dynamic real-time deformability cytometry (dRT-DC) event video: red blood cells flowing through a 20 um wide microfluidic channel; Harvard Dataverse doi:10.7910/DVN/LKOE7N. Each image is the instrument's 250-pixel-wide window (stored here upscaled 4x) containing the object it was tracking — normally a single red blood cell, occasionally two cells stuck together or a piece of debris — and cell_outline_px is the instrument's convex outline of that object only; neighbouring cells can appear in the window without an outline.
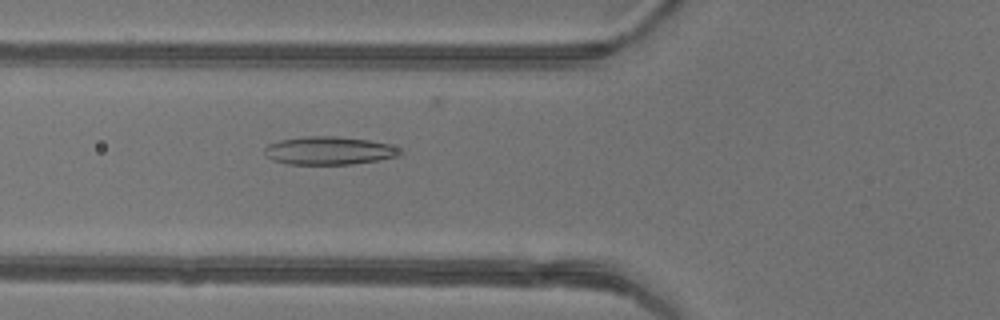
{"species": "common noctule bat (a hibernating species)", "species_latin": "Nyctalus noctula", "temperature_condition": "warm", "stored_images_in_passage": 40, "camera_frame_rate_fps": 3000, "um_per_image_px": 0.085, "animal": {"sex": "female"}, "frame": {"image": 1, "passage_image": 11, "time_ms": 3.333, "image_size_px": [1000, 320], "cell_outline_px": [[404, 152], [400, 156], [352, 164], [288, 164], [272, 160], [264, 152], [264, 148], [268, 144], [280, 140], [304, 136], [336, 136], [368, 140], [388, 144], [404, 148]], "centroid_in_image_um": [28.01, 12.8], "position_along_channel_um": 97.8, "area_um2": 22.31}}
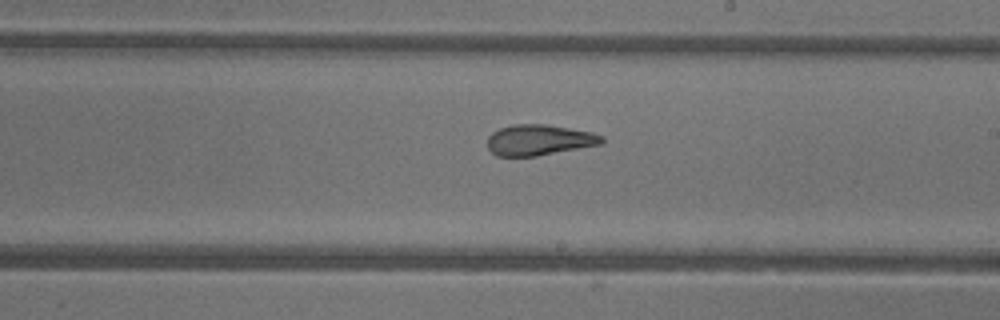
{"frame": {"image": 2, "passage_image": 21, "time_ms": 6.667, "image_size_px": [1000, 320], "cell_outline_px": [[604, 140], [600, 144], [536, 156], [496, 156], [488, 148], [488, 136], [492, 132], [500, 128], [512, 124], [544, 124], [592, 132], [604, 136]], "centroid_in_image_um": [45.8, 11.89], "position_along_channel_um": 243.2, "area_um2": 20.35}}
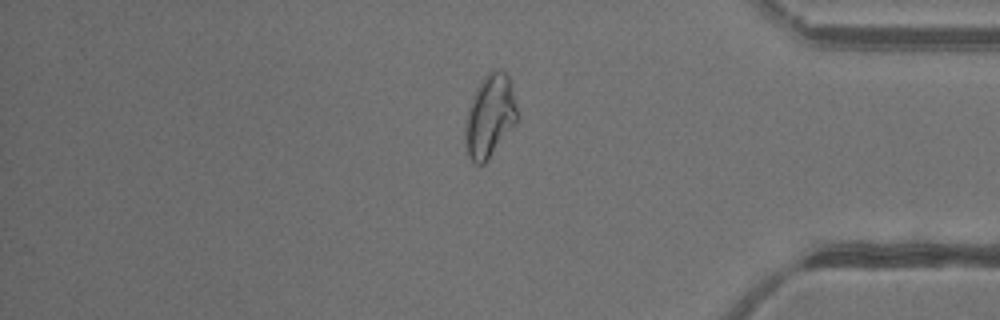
{"frame": {"image": 3, "passage_image": 33, "time_ms": 10.667, "image_size_px": [1000, 320], "cell_outline_px": [[516, 124], [488, 160], [484, 164], [472, 164], [468, 156], [464, 144], [464, 128], [468, 108], [472, 96], [476, 88], [484, 76], [492, 68], [496, 68], [504, 72], [508, 76], [512, 84], [516, 108]], "centroid_in_image_um": [41.6, 9.89], "position_along_channel_um": 393.6, "area_um2": 25.43}}